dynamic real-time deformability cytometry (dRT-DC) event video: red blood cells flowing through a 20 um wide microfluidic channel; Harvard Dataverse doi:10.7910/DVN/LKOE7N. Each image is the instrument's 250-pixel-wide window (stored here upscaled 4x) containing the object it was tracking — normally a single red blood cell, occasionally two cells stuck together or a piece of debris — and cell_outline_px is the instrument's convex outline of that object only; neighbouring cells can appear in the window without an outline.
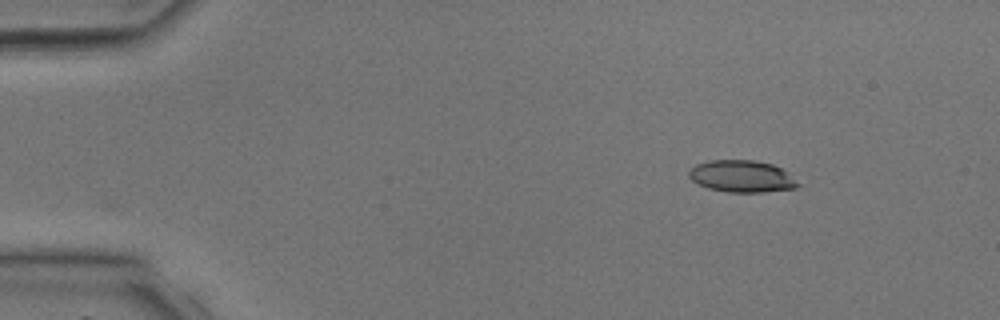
{"species": "common noctule bat (a hibernating species)", "species_latin": "Nyctalus noctula", "temperature_condition": "room temperature", "stored_images_in_passage": 31, "camera_frame_rate_fps": 3000, "um_per_image_px": 0.085, "animal": {"sex": "male", "body_mass_g": 17.9, "forearm_length_mm": 54.2}, "frame": {"image": 1, "passage_image": 1, "time_ms": 0.0, "image_size_px": [1000, 320], "cell_outline_px": [[800, 184], [796, 188], [764, 192], [728, 192], [708, 188], [692, 180], [688, 176], [688, 172], [696, 164], [708, 160], [752, 160], [772, 164], [780, 168]], "centroid_in_image_um": [63.02, 14.99], "position_along_channel_um": 22.0, "area_um2": 20.06}}
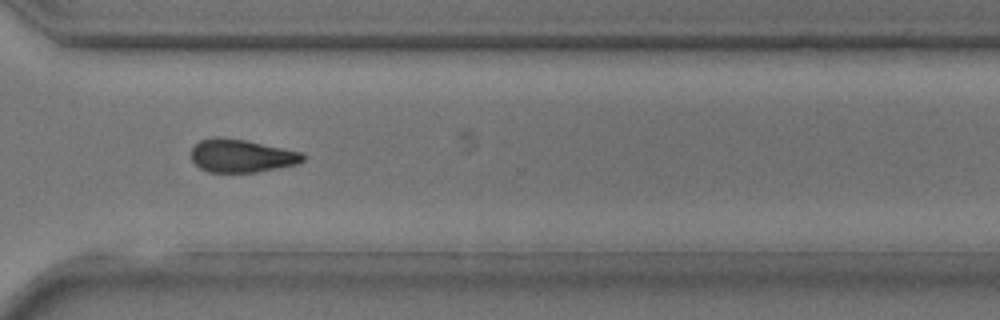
{"frame": {"image": 2, "passage_image": 25, "time_ms": 8.0, "image_size_px": [1000, 320], "cell_outline_px": [[304, 160], [296, 164], [256, 172], [208, 172], [200, 168], [192, 160], [192, 148], [200, 140], [216, 136], [220, 136], [248, 140], [304, 152]], "centroid_in_image_um": [20.54, 13.22], "position_along_channel_um": 350.1, "area_um2": 21.68}}
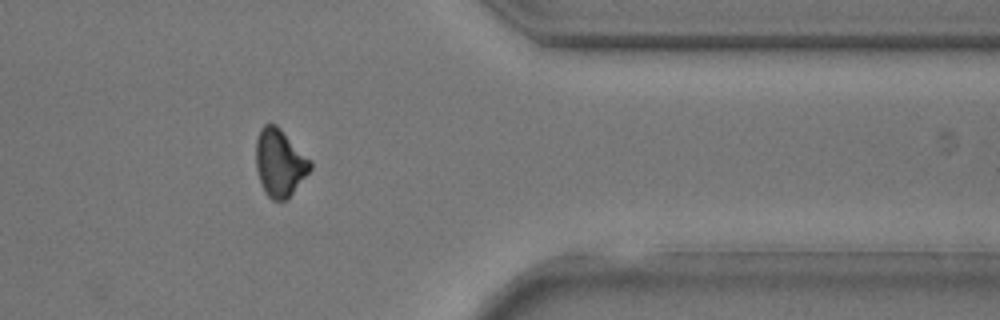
{"frame": {"image": 3, "passage_image": 28, "time_ms": 9.0, "image_size_px": [1000, 320], "cell_outline_px": [[312, 168], [288, 200], [272, 200], [268, 196], [260, 180], [256, 168], [256, 140], [260, 128], [264, 124], [276, 124], [312, 160]], "centroid_in_image_um": [23.8, 13.83], "position_along_channel_um": 387.6, "area_um2": 21.44}}